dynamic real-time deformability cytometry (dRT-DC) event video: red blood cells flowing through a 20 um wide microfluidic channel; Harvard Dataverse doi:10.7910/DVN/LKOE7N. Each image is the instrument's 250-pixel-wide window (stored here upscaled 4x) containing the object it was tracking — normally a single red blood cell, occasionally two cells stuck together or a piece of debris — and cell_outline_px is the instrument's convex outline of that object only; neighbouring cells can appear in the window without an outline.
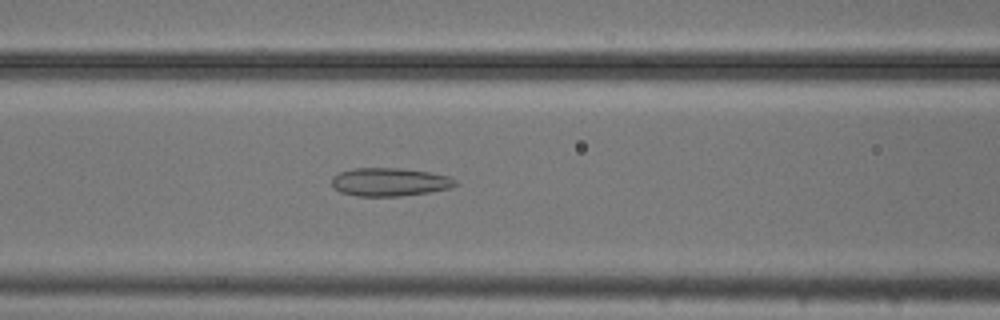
{"species": "common noctule bat (a hibernating species)", "species_latin": "Nyctalus noctula", "temperature_condition": "cold", "stored_images_in_passage": 37, "camera_frame_rate_fps": 3000, "um_per_image_px": 0.085, "animal": {"sex": "male", "body_mass_g": 20.5, "forearm_length_mm": 52.5}, "frame": {"image": 1, "passage_image": 6, "time_ms": 1.667, "image_size_px": [1000, 320], "cell_outline_px": [[460, 184], [452, 188], [428, 192], [400, 196], [356, 196], [340, 192], [332, 184], [332, 176], [340, 172], [352, 168], [400, 168], [428, 172], [452, 176]], "centroid_in_image_um": [33.16, 15.47], "position_along_channel_um": 133.4, "area_um2": 20.52}}
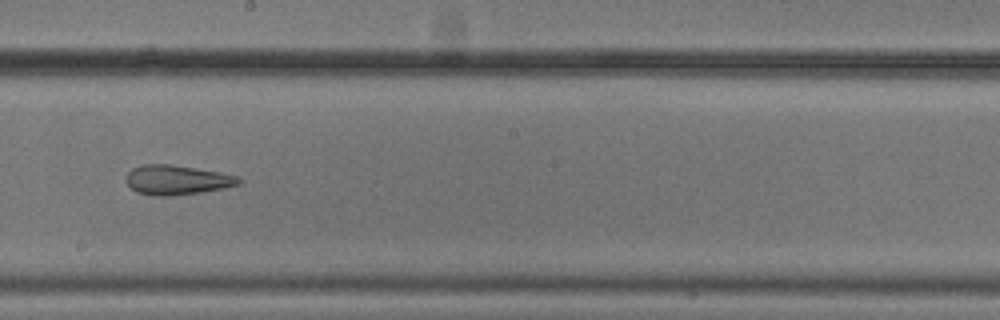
{"frame": {"image": 2, "passage_image": 14, "time_ms": 4.333, "image_size_px": [1000, 320], "cell_outline_px": [[244, 180], [240, 184], [224, 188], [200, 192], [168, 196], [156, 196], [136, 192], [124, 180], [128, 172], [132, 168], [140, 164], [172, 164], [220, 172], [236, 176]], "centroid_in_image_um": [15.02, 15.28], "position_along_channel_um": 233.2, "area_um2": 19.54}}
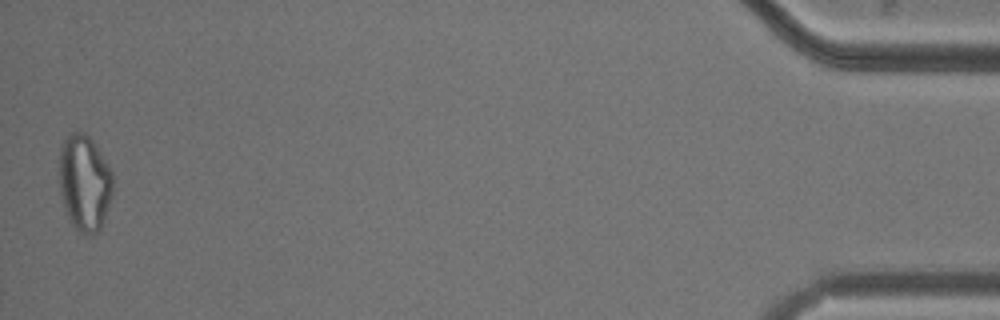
{"frame": {"image": 3, "passage_image": 37, "time_ms": 12.0, "image_size_px": [1000, 320], "cell_outline_px": [[112, 196], [100, 228], [96, 236], [84, 236], [68, 220], [64, 208], [60, 192], [60, 144], [72, 132], [84, 132], [92, 140], [100, 152], [112, 172]], "centroid_in_image_um": [7.18, 15.58], "position_along_channel_um": 428.0, "area_um2": 30.11}, "authors_computed_cell_mechanics": {"area_um2": 20.8658, "velocity_mm_per_s": 3.734, "shape_relaxation_time_tau1_ms": null, "shape_relaxation_time_tau2_ms": 3.6307, "deformation_change_tau1": null, "deformation_change_tau2": 0.1257}}